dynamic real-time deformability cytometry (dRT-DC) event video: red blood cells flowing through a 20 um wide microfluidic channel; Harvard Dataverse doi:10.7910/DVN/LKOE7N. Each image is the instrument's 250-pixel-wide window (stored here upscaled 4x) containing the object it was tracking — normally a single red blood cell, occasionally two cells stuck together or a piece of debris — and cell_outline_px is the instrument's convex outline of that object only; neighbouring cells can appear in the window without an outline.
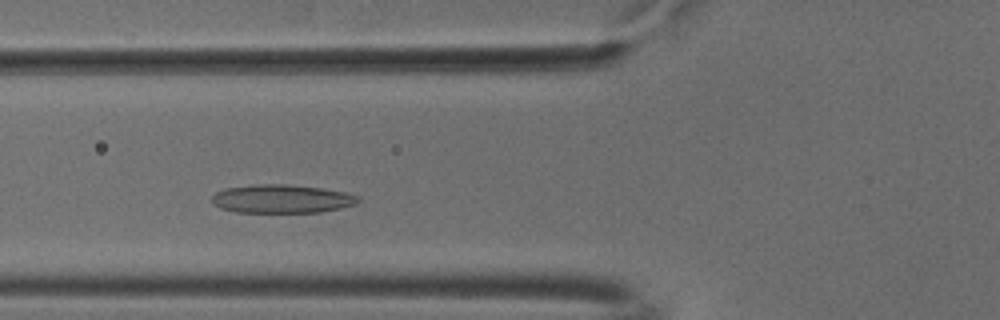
{"species": "common noctule bat (a hibernating species)", "species_latin": "Nyctalus noctula", "temperature_condition": "cold", "stored_images_in_passage": 42, "camera_frame_rate_fps": 3000, "um_per_image_px": 0.085, "animal": {"sex": "male", "body_mass_g": 18.8}, "frame": {"image": 1, "passage_image": 11, "time_ms": 3.333, "image_size_px": [1000, 320], "cell_outline_px": [[360, 200], [356, 204], [340, 208], [320, 212], [236, 212], [220, 208], [212, 204], [212, 196], [216, 192], [224, 188], [252, 184], [284, 184], [320, 188], [344, 192], [360, 196]], "centroid_in_image_um": [23.92, 16.9], "position_along_channel_um": 101.9, "area_um2": 24.33}}
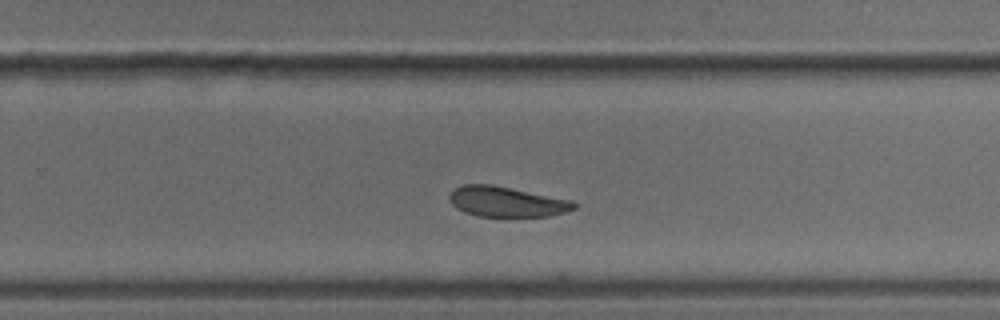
{"frame": {"image": 2, "passage_image": 26, "time_ms": 8.333, "image_size_px": [1000, 320], "cell_outline_px": [[576, 208], [564, 212], [548, 216], [476, 216], [464, 212], [456, 208], [448, 200], [448, 196], [452, 188], [464, 184], [492, 184], [572, 200], [576, 204]], "centroid_in_image_um": [43.0, 17.13], "position_along_channel_um": 286.8, "area_um2": 22.08}}
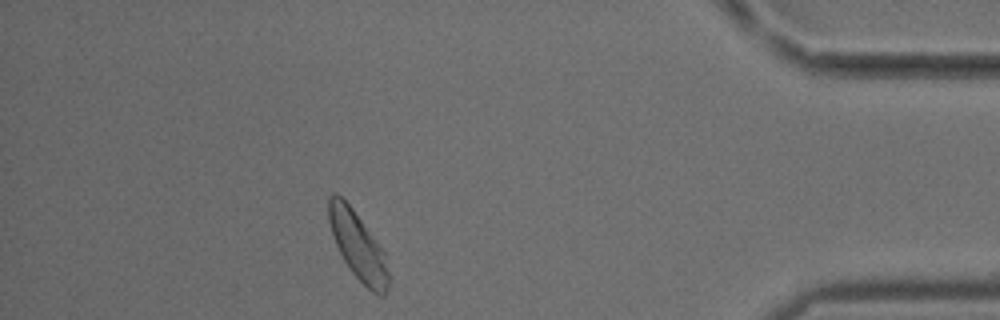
{"frame": {"image": 3, "passage_image": 39, "time_ms": 12.667, "image_size_px": [1000, 320], "cell_outline_px": [[388, 284], [384, 296], [380, 296], [372, 292], [352, 272], [344, 260], [336, 244], [328, 220], [328, 196], [332, 192], [336, 192], [352, 208], [384, 252], [388, 272]], "centroid_in_image_um": [30.4, 20.87], "position_along_channel_um": 404.8, "area_um2": 23.0}, "authors_computed_cell_mechanics": {"area_um2": 23.5824, "velocity_mm_per_s": 3.6927, "shape_relaxation_time_tau1_ms": 4.096, "shape_relaxation_time_tau2_ms": 9.5733, "deformation_change_tau1": 0.0926, "deformation_change_tau2": 0.1208}}